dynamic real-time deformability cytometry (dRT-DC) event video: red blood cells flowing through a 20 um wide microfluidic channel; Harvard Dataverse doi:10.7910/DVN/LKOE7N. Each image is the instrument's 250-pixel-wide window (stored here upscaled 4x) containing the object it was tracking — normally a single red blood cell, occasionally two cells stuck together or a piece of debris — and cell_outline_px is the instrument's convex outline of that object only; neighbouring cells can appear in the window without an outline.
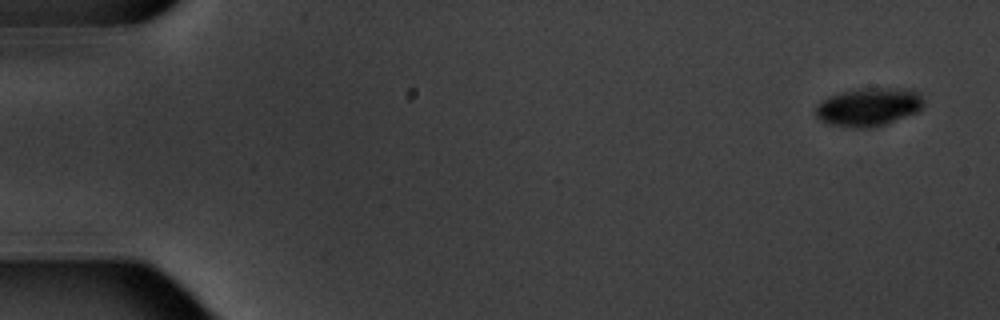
{"species": "common noctule bat (a hibernating species)", "species_latin": "Nyctalus noctula", "temperature_condition": "warm", "stored_images_in_passage": 5, "camera_frame_rate_fps": 3000, "um_per_image_px": 0.085, "animal": {"sex": "male", "body_mass_g": 20.1, "forearm_length_mm": 53.5}, "frame": {"image": 1, "passage_image": 1, "time_ms": 0.0, "image_size_px": [1000, 320], "cell_outline_px": [[924, 104], [916, 112], [884, 124], [872, 128], [848, 128], [828, 124], [820, 120], [816, 116], [816, 108], [828, 96], [860, 88], [896, 88], [916, 92], [924, 100]], "centroid_in_image_um": [73.8, 9.11], "position_along_channel_um": 11.2, "area_um2": 23.76}}
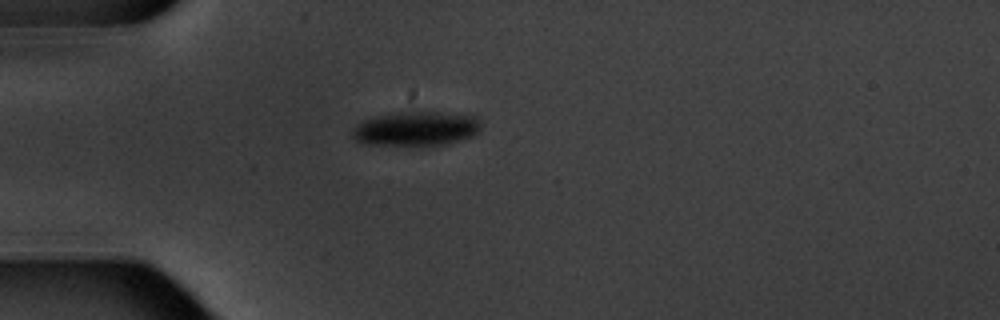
{"frame": {"image": 2, "passage_image": 5, "time_ms": 4.667, "image_size_px": [1000, 320], "cell_outline_px": [[484, 120], [480, 128], [472, 136], [448, 144], [364, 144], [356, 140], [352, 136], [352, 128], [364, 120], [372, 116], [408, 112], [436, 112], [476, 116]], "centroid_in_image_um": [35.39, 10.92], "position_along_channel_um": 49.6, "area_um2": 25.43}}